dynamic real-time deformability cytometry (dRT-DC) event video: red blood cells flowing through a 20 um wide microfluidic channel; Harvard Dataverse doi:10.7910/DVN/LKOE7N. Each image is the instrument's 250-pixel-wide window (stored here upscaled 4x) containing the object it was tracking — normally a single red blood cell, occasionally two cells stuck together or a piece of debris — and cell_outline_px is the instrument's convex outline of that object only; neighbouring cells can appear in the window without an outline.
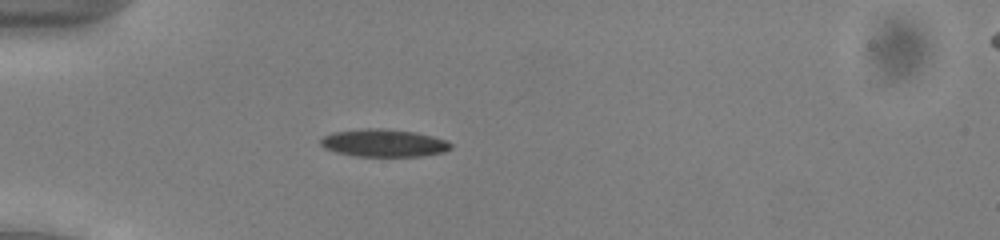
{"species": "common noctule bat (a hibernating species)", "species_latin": "Nyctalus noctula", "temperature_condition": "cold", "stored_images_in_passage": 37, "camera_frame_rate_fps": 3000, "um_per_image_px": 0.085, "animal": {"sex": "male", "body_mass_g": 13.0, "forearm_length_mm": 53.1}, "frame": {"image": 1, "passage_image": 5, "time_ms": 1.333, "image_size_px": [1000, 240], "cell_outline_px": [[452, 148], [444, 152], [420, 156], [356, 156], [336, 152], [324, 148], [320, 144], [320, 140], [324, 136], [332, 132], [364, 128], [384, 128], [416, 132], [432, 136], [444, 140], [452, 144]], "centroid_in_image_um": [32.6, 12.15], "position_along_channel_um": 52.4, "area_um2": 20.98}}
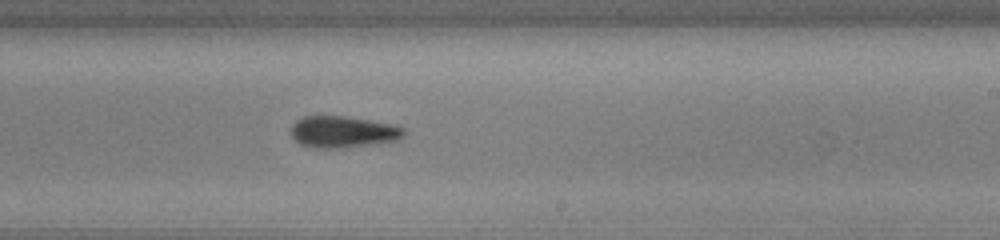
{"frame": {"image": 2, "passage_image": 22, "time_ms": 7.0, "image_size_px": [1000, 240], "cell_outline_px": [[404, 136], [396, 140], [340, 148], [316, 148], [300, 144], [292, 136], [292, 124], [300, 116], [344, 116], [368, 120], [388, 124], [404, 128]], "centroid_in_image_um": [29.09, 11.2], "position_along_channel_um": 259.9, "area_um2": 20.4}}
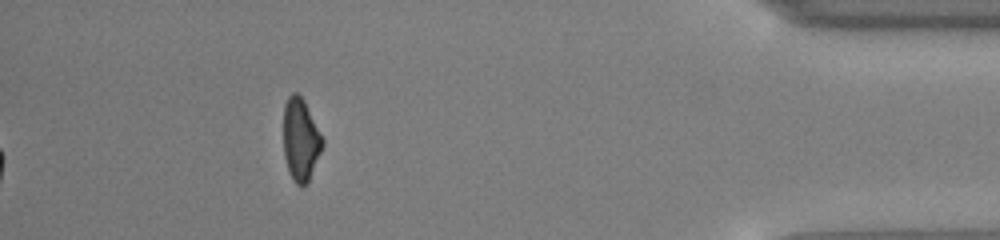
{"frame": {"image": 3, "passage_image": 37, "time_ms": 12.0, "image_size_px": [1000, 240], "cell_outline_px": [[324, 144], [308, 180], [304, 184], [296, 184], [292, 180], [284, 156], [284, 104], [288, 96], [292, 92], [296, 92], [304, 100], [324, 140]], "centroid_in_image_um": [25.54, 11.82], "position_along_channel_um": 409.7, "area_um2": 18.44}, "authors_computed_cell_mechanics": {"area_um2": 20.4612, "velocity_mm_per_s": 3.9532, "shape_relaxation_time_tau1_ms": 2.1208, "shape_relaxation_time_tau2_ms": 4.0386, "deformation_change_tau1": 0.1152, "deformation_change_tau2": 0.1285}}